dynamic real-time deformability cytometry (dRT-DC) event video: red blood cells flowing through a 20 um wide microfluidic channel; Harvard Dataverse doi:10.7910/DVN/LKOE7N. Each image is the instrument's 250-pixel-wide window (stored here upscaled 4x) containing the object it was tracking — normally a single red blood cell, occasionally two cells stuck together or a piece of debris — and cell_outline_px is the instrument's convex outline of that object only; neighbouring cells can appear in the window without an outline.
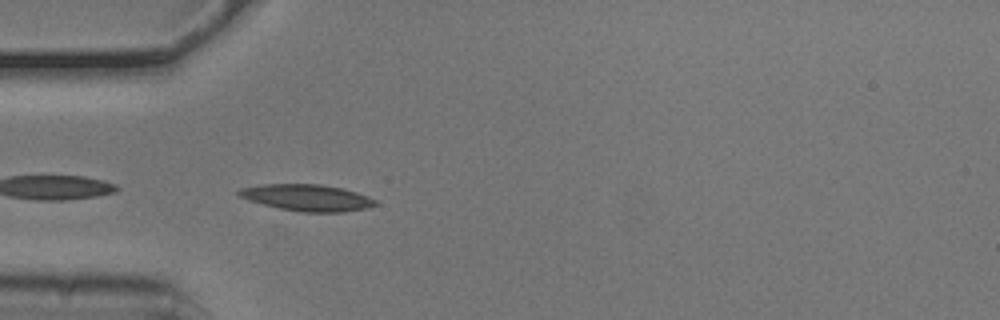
{"species": "common noctule bat (a hibernating species)", "species_latin": "Nyctalus noctula", "temperature_condition": "cold", "stored_images_in_passage": 40, "camera_frame_rate_fps": 3000, "um_per_image_px": 0.085, "animal": {"sex": "male", "body_mass_g": 20.5, "forearm_length_mm": 52.5}, "frame": {"image": 1, "passage_image": 2, "time_ms": 0.333, "image_size_px": [1000, 320], "cell_outline_px": [[376, 204], [368, 208], [344, 212], [300, 212], [280, 208], [264, 204], [240, 196], [236, 192], [240, 188], [260, 184], [320, 184], [340, 188], [356, 192], [368, 196], [376, 200]], "centroid_in_image_um": [26.12, 16.8], "position_along_channel_um": 58.9, "area_um2": 20.92}}
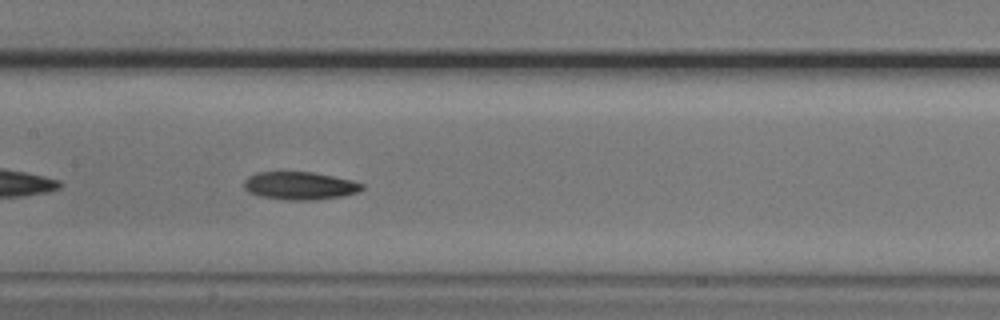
{"frame": {"image": 2, "passage_image": 12, "time_ms": 3.667, "image_size_px": [1000, 320], "cell_outline_px": [[364, 188], [360, 192], [344, 196], [316, 200], [284, 200], [260, 196], [248, 192], [244, 188], [244, 180], [248, 176], [256, 172], [312, 172], [352, 180], [364, 184]], "centroid_in_image_um": [25.5, 15.79], "position_along_channel_um": 181.9, "area_um2": 19.42}}
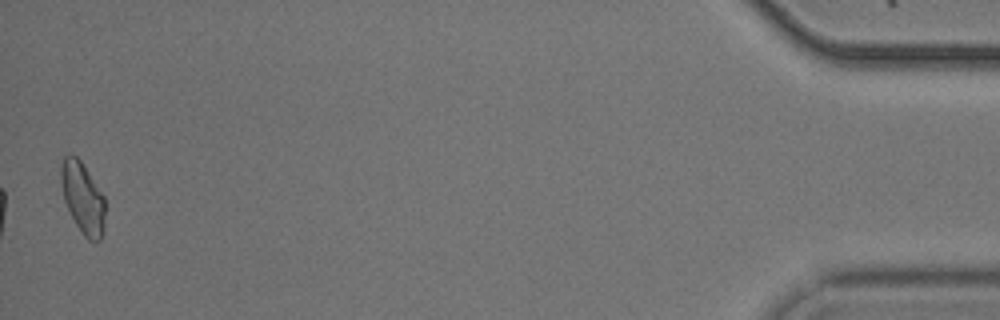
{"frame": {"image": 3, "passage_image": 39, "time_ms": 12.667, "image_size_px": [1000, 320], "cell_outline_px": [[104, 228], [100, 240], [88, 240], [84, 236], [76, 224], [64, 200], [60, 180], [60, 164], [64, 156], [68, 152], [72, 152], [80, 160], [104, 196]], "centroid_in_image_um": [7.0, 16.76], "position_along_channel_um": 428.2, "area_um2": 18.26}, "authors_computed_cell_mechanics": {"area_um2": 18.785, "velocity_mm_per_s": 3.7599, "shape_relaxation_time_tau1_ms": 3.2325, "shape_relaxation_time_tau2_ms": 10.8572, "deformation_change_tau1": 0.1202, "deformation_change_tau2": 0.2094}}